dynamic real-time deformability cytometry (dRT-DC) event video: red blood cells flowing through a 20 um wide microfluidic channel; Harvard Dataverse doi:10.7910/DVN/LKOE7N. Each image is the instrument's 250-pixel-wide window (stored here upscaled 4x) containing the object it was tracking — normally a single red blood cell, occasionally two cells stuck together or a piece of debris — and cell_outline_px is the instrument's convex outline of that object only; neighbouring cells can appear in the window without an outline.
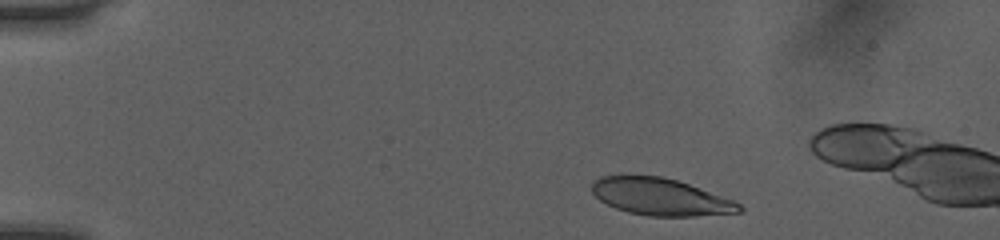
{"species": "human", "species_latin": "Homo sapiens", "temperature_condition": "room temperature", "stored_images_in_passage": 41, "camera_frame_rate_fps": 3000, "um_per_image_px": 0.085, "donor": {"sex": "female"}, "frame": {"image": 1, "passage_image": 3, "time_ms": 0.667, "image_size_px": [1000, 240], "cell_outline_px": [[744, 212], [696, 216], [648, 216], [628, 212], [616, 208], [600, 200], [592, 192], [592, 184], [600, 176], [620, 172], [660, 176], [676, 180], [688, 184], [732, 200], [740, 204], [744, 208]], "centroid_in_image_um": [56.08, 16.7], "position_along_channel_um": 28.9, "area_um2": 32.31}}
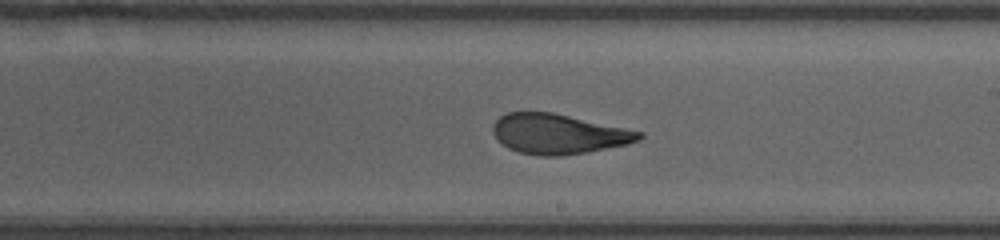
{"frame": {"image": 2, "passage_image": 25, "time_ms": 8.0, "image_size_px": [1000, 240], "cell_outline_px": [[644, 136], [640, 140], [628, 144], [588, 152], [560, 156], [540, 156], [520, 152], [508, 148], [492, 132], [492, 124], [500, 116], [508, 112], [552, 112], [644, 132]], "centroid_in_image_um": [47.49, 11.38], "position_along_channel_um": 241.5, "area_um2": 33.99}}
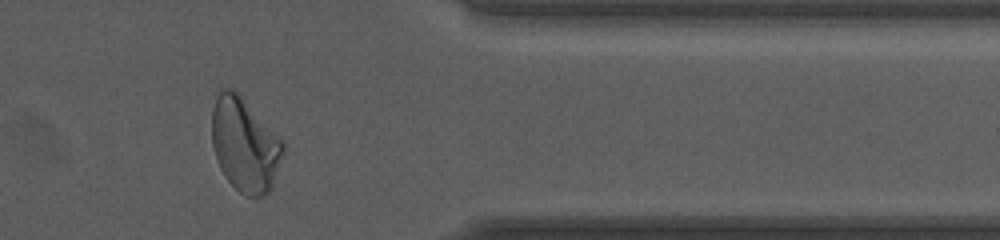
{"frame": {"image": 3, "passage_image": 37, "time_ms": 12.0, "image_size_px": [1000, 240], "cell_outline_px": [[284, 152], [272, 184], [268, 192], [260, 196], [244, 196], [228, 180], [220, 168], [212, 144], [212, 108], [216, 96], [220, 88], [228, 88], [236, 92], [284, 140]], "centroid_in_image_um": [20.8, 12.29], "position_along_channel_um": 390.6, "area_um2": 38.55}}